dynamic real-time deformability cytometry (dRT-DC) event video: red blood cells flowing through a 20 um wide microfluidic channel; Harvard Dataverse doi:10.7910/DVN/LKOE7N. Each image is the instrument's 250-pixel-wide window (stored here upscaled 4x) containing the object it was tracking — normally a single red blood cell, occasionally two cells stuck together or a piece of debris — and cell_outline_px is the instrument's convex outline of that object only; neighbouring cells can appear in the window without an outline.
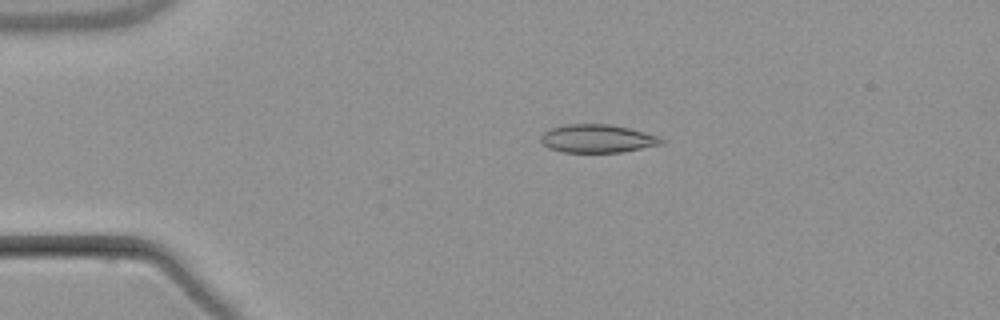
{"species": "common noctule bat (a hibernating species)", "species_latin": "Nyctalus noctula", "temperature_condition": "warm", "stored_images_in_passage": 6, "camera_frame_rate_fps": 3000, "um_per_image_px": 0.085, "animal": {"sex": "male", "body_mass_g": 21.5, "forearm_length_mm": 52.0}, "frame": {"image": 1, "passage_image": 4, "time_ms": 3.667, "image_size_px": [1000, 320], "cell_outline_px": [[668, 140], [664, 144], [620, 152], [564, 152], [548, 148], [540, 140], [540, 136], [544, 132], [552, 128], [564, 124], [608, 124], [628, 128], [660, 136]], "centroid_in_image_um": [50.82, 11.78], "position_along_channel_um": 34.2, "area_um2": 19.88}}
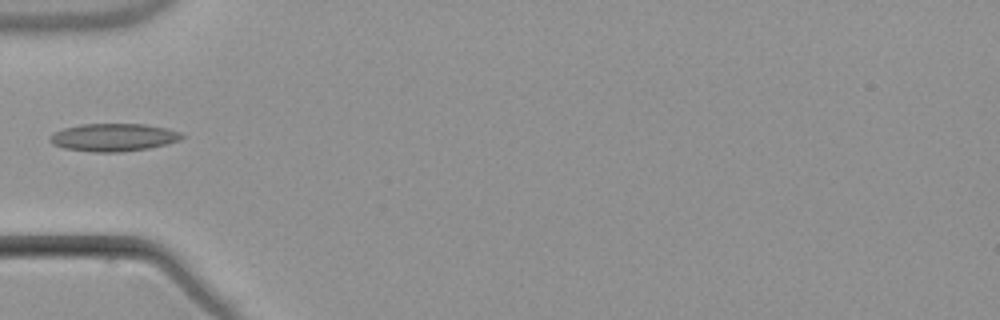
{"frame": {"image": 2, "passage_image": 6, "time_ms": 6.0, "image_size_px": [1000, 320], "cell_outline_px": [[184, 136], [180, 140], [168, 144], [148, 148], [120, 152], [92, 152], [64, 148], [52, 144], [48, 140], [48, 136], [64, 128], [80, 124], [144, 124], [164, 128], [180, 132]], "centroid_in_image_um": [9.62, 11.68], "position_along_channel_um": 75.4, "area_um2": 21.33}}